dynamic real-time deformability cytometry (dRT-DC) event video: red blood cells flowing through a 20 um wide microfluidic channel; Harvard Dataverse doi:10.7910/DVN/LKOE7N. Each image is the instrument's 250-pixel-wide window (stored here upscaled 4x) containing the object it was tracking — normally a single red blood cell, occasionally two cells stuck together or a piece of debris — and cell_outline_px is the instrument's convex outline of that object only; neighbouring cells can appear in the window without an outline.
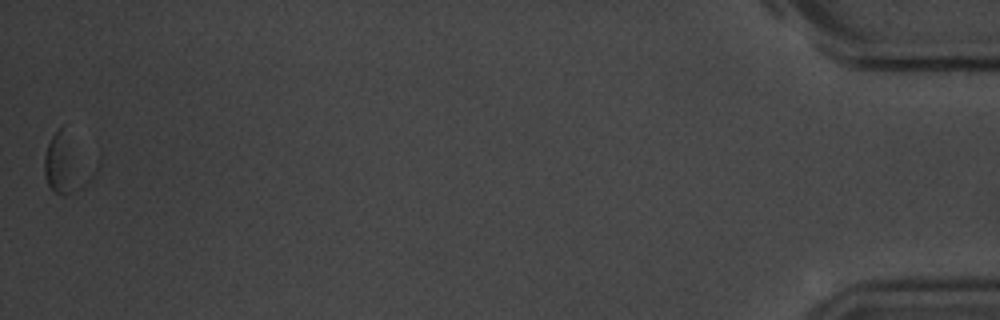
{"species": "common noctule bat (a hibernating species)", "species_latin": "Nyctalus noctula", "temperature_condition": "room temperature", "stored_images_in_passage": 12, "camera_frame_rate_fps": 3000, "um_per_image_px": 0.085, "animal": {"sex": "male", "body_mass_g": 20.1, "forearm_length_mm": 53.5}, "frame": {"image": 1, "passage_image": 12, "time_ms": 3.667, "image_size_px": [1000, 320], "cell_outline_px": [[100, 164], [96, 172], [80, 188], [64, 196], [56, 192], [48, 184], [44, 172], [44, 156], [48, 144], [52, 136], [60, 128], [100, 152]], "centroid_in_image_um": [5.88, 13.83], "position_along_channel_um": 429.3, "area_um2": 18.61}}